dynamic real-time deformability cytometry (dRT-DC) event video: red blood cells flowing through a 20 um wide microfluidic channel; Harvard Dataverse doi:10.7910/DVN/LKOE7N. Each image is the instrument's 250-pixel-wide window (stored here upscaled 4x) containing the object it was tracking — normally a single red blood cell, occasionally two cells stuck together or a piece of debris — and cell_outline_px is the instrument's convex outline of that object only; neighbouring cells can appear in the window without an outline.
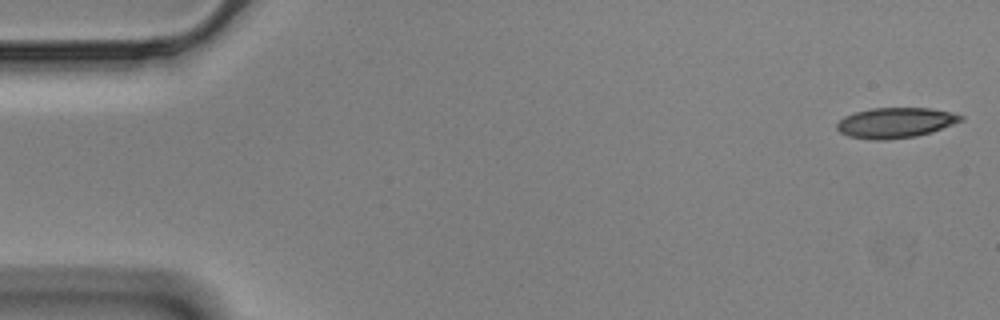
{"species": "Egyptian fruit bat (a non-hibernating species)", "species_latin": "Rousettus aegyptiacus", "temperature_condition": "cold", "stored_images_in_passage": 56, "camera_frame_rate_fps": 3000, "um_per_image_px": 0.085, "animal": {"sex": "male"}, "frame": {"image": 1, "passage_image": 1, "time_ms": 0.0, "image_size_px": [1000, 320], "cell_outline_px": [[964, 120], [932, 132], [916, 136], [880, 140], [872, 140], [848, 136], [840, 132], [836, 128], [836, 124], [844, 116], [856, 112], [872, 108], [928, 108], [952, 112], [964, 116]], "centroid_in_image_um": [76.12, 10.43], "position_along_channel_um": 8.9, "area_um2": 21.85}}
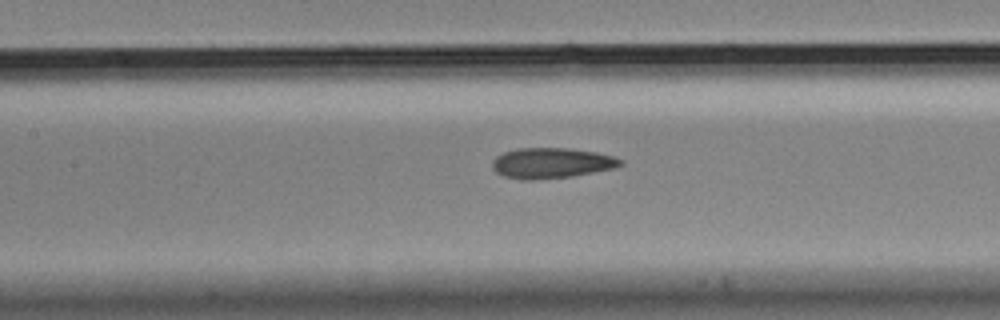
{"frame": {"image": 2, "passage_image": 25, "time_ms": 8.0, "image_size_px": [1000, 320], "cell_outline_px": [[624, 164], [616, 168], [572, 176], [532, 180], [524, 180], [504, 176], [496, 172], [492, 168], [492, 160], [496, 156], [504, 152], [516, 148], [568, 148], [596, 152], [612, 156], [624, 160]], "centroid_in_image_um": [46.88, 13.86], "position_along_channel_um": 160.5, "area_um2": 22.89}}
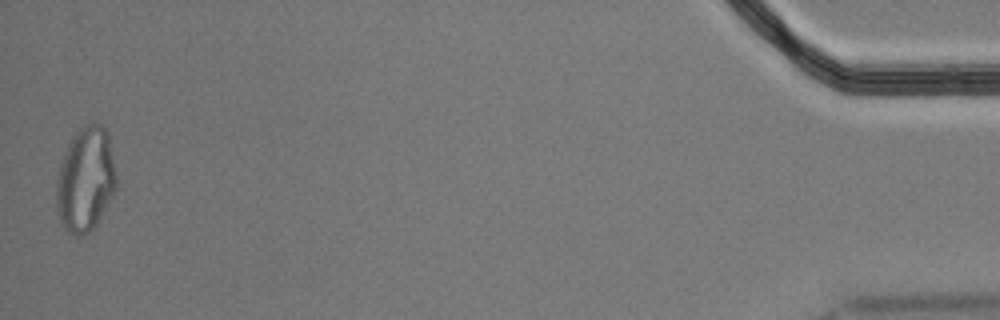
{"frame": {"image": 3, "passage_image": 56, "time_ms": 18.333, "image_size_px": [1000, 320], "cell_outline_px": [[116, 188], [100, 220], [88, 232], [80, 236], [76, 236], [68, 232], [60, 224], [56, 208], [56, 180], [60, 164], [68, 144], [72, 136], [84, 124], [92, 120], [100, 124], [108, 132], [116, 176]], "centroid_in_image_um": [7.25, 15.25], "position_along_channel_um": 427.9, "area_um2": 36.88}, "authors_computed_cell_mechanics": {"area_um2": 22.6287, "velocity_mm_per_s": 3.4817, "shape_relaxation_time_tau1_ms": null, "shape_relaxation_time_tau2_ms": 2.7392, "deformation_change_tau1": null, "deformation_change_tau2": 0.1045}}